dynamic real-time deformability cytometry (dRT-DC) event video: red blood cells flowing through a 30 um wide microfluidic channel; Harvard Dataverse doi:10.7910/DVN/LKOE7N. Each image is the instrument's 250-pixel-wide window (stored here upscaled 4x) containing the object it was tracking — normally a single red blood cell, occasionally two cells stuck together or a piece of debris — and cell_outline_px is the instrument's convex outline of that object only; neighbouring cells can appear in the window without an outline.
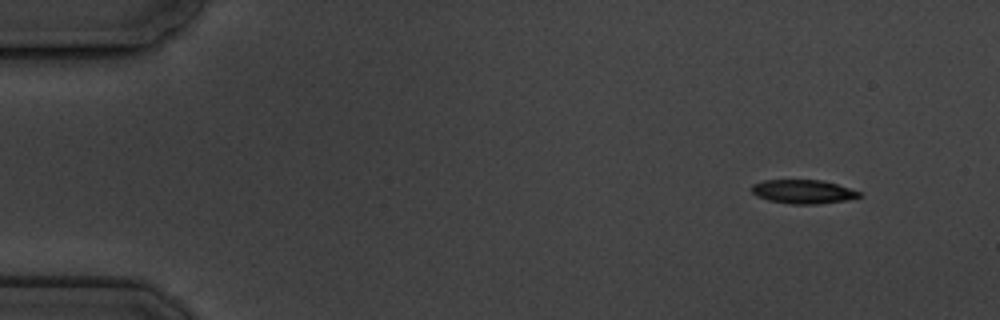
{"species": "common noctule bat (a hibernating species)", "species_latin": "Nyctalus noctula", "temperature_condition": "cold", "stored_images_in_passage": 5, "camera_frame_rate_fps": 3000, "um_per_image_px": 0.085, "animal": {"sex": "male", "body_mass_g": 19.5, "forearm_length_mm": 54.6}, "frame": {"image": 1, "passage_image": 1, "time_ms": 0.0, "image_size_px": [1000, 320], "cell_outline_px": [[860, 196], [844, 200], [816, 204], [792, 204], [768, 200], [756, 196], [752, 192], [752, 184], [764, 180], [820, 180], [836, 184], [860, 192]], "centroid_in_image_um": [68.2, 16.29], "position_along_channel_um": 16.8, "area_um2": 14.68}}
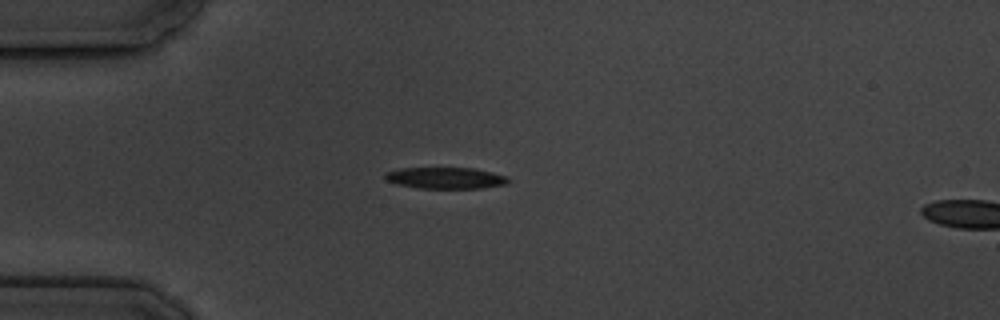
{"frame": {"image": 2, "passage_image": 4, "time_ms": 3.333, "image_size_px": [1000, 320], "cell_outline_px": [[508, 184], [480, 188], [420, 188], [396, 184], [388, 180], [384, 176], [384, 172], [400, 168], [472, 168], [492, 172], [508, 176]], "centroid_in_image_um": [37.87, 15.12], "position_along_channel_um": 47.1, "area_um2": 15.32}}